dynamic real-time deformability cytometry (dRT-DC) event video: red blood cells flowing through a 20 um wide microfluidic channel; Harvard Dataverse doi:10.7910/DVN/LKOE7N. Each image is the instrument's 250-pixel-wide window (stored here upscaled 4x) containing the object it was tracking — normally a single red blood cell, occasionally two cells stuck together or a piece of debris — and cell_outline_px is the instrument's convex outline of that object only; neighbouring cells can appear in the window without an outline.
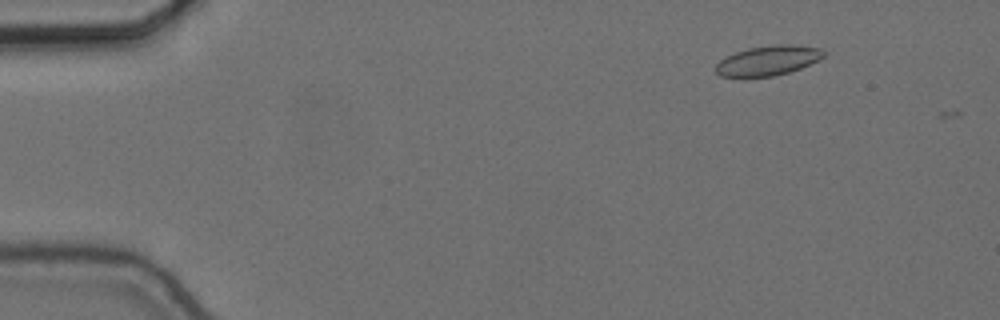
{"species": "common noctule bat (a hibernating species)", "species_latin": "Nyctalus noctula", "temperature_condition": "cold", "stored_images_in_passage": 3, "camera_frame_rate_fps": 3000, "um_per_image_px": 0.085, "animal": {"sex": "female", "body_mass_g": 24.6, "forearm_length_mm": 56.2}, "frame": {"image": 1, "passage_image": 1, "time_ms": 0.0, "image_size_px": [1000, 320], "cell_outline_px": [[824, 56], [800, 68], [788, 72], [772, 76], [720, 76], [716, 72], [716, 64], [724, 56], [748, 48], [776, 44], [792, 44], [820, 48], [824, 52]], "centroid_in_image_um": [65.25, 5.13], "position_along_channel_um": 19.7, "area_um2": 18.44}}